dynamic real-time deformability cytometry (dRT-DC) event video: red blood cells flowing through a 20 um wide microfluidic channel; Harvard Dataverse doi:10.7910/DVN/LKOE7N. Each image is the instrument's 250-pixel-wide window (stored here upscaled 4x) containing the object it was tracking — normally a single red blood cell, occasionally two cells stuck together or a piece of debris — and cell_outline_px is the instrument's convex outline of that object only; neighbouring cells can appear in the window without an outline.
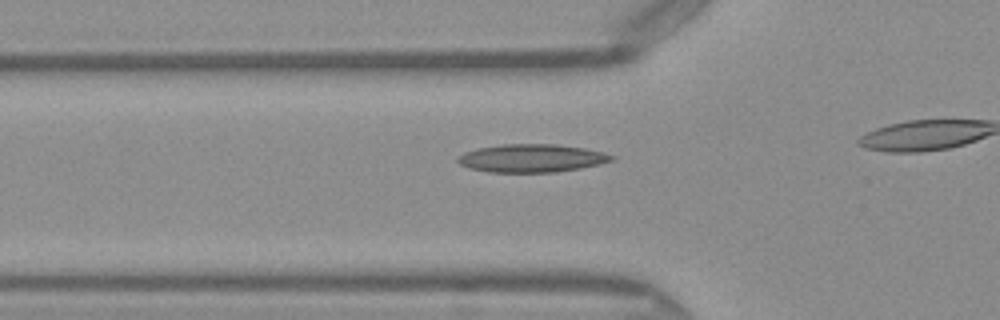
{"species": "Egyptian fruit bat (a non-hibernating species)", "species_latin": "Rousettus aegyptiacus", "temperature_condition": "warm", "stored_images_in_passage": 30, "camera_frame_rate_fps": 3000, "um_per_image_px": 0.085, "frame": {"image": 1, "passage_image": 7, "time_ms": 2.0, "image_size_px": [1000, 320], "cell_outline_px": [[616, 156], [612, 160], [600, 164], [580, 168], [556, 172], [488, 172], [468, 168], [460, 164], [456, 160], [456, 156], [464, 152], [480, 148], [504, 144], [556, 144], [584, 148]], "centroid_in_image_um": [45.15, 13.45], "position_along_channel_um": 80.6, "area_um2": 25.09}}
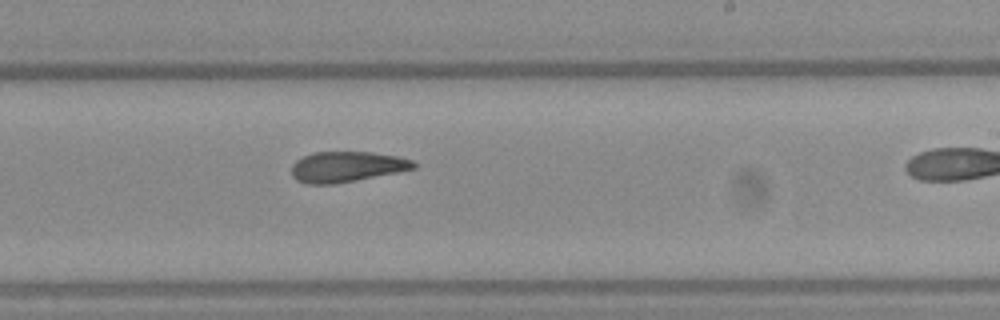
{"frame": {"image": 2, "passage_image": 20, "time_ms": 6.333, "image_size_px": [1000, 320], "cell_outline_px": [[416, 168], [400, 172], [336, 184], [304, 184], [296, 180], [292, 176], [292, 164], [296, 160], [312, 152], [372, 152], [396, 156], [412, 160], [416, 164]], "centroid_in_image_um": [29.46, 14.18], "position_along_channel_um": 259.5, "area_um2": 21.91}}
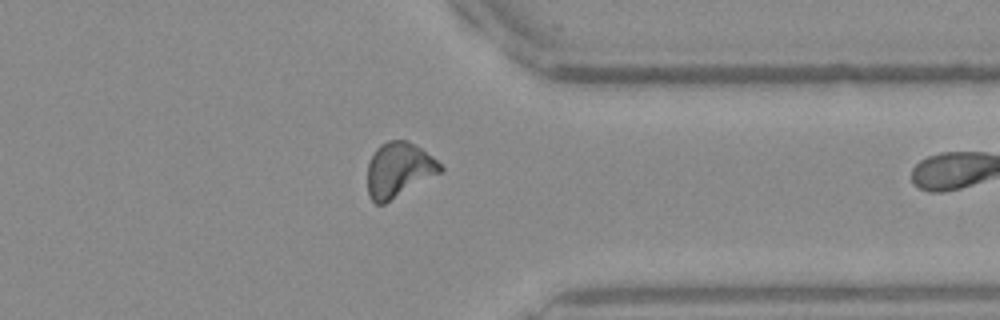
{"frame": {"image": 3, "passage_image": 29, "time_ms": 9.333, "image_size_px": [1000, 320], "cell_outline_px": [[444, 172], [384, 204], [376, 204], [368, 196], [368, 164], [376, 148], [380, 144], [388, 140], [404, 140], [416, 144], [432, 156], [444, 168]], "centroid_in_image_um": [33.92, 14.44], "position_along_channel_um": 377.5, "area_um2": 23.52}}